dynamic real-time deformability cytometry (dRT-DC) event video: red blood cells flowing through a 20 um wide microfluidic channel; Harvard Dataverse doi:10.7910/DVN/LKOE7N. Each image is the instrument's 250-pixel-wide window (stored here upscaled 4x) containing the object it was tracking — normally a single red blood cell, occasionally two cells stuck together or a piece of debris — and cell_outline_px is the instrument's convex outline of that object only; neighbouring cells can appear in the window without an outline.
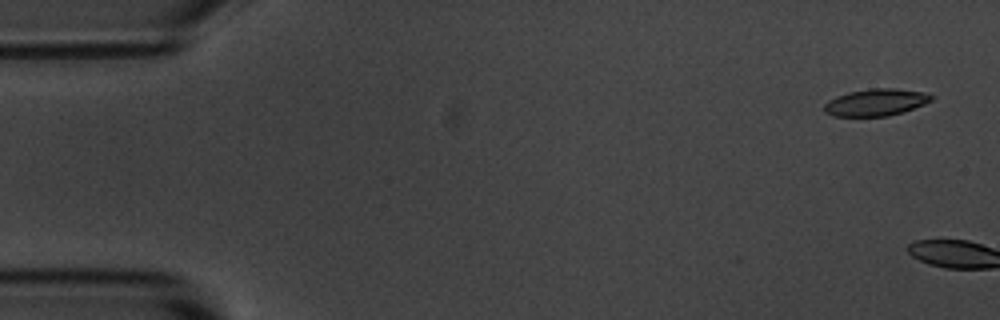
{"species": "common noctule bat (a hibernating species)", "species_latin": "Nyctalus noctula", "temperature_condition": "room temperature", "stored_images_in_passage": 2, "camera_frame_rate_fps": 3000, "um_per_image_px": 0.085, "animal": {"sex": "male", "body_mass_g": 20.1, "forearm_length_mm": 53.5}, "frame": {"image": 1, "passage_image": 1, "time_ms": 0.0, "image_size_px": [1000, 320], "cell_outline_px": [[936, 96], [932, 100], [924, 104], [888, 116], [832, 116], [824, 112], [824, 104], [828, 100], [836, 96], [848, 92], [872, 88], [896, 88], [924, 92]], "centroid_in_image_um": [74.43, 8.69], "position_along_channel_um": 10.6, "area_um2": 16.88}}